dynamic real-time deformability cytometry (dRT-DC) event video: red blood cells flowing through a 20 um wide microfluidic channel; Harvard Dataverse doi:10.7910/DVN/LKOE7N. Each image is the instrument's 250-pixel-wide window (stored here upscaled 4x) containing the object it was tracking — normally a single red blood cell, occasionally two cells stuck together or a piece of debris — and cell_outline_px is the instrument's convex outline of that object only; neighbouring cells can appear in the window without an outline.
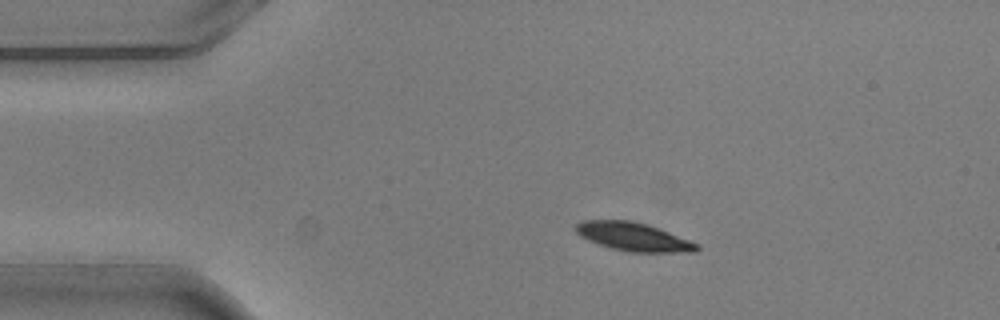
{"species": "common noctule bat (a hibernating species)", "species_latin": "Nyctalus noctula", "temperature_condition": "warm", "stored_images_in_passage": 5, "camera_frame_rate_fps": 3000, "um_per_image_px": 0.085, "animal": {"sex": "male", "body_mass_g": 20.5, "forearm_length_mm": 52.5}, "frame": {"image": 1, "passage_image": 3, "time_ms": 0.667, "image_size_px": [1000, 320], "cell_outline_px": [[700, 248], [696, 252], [628, 252], [612, 248], [588, 240], [580, 236], [572, 228], [576, 224], [584, 220], [632, 220], [648, 224], [660, 228], [700, 244]], "centroid_in_image_um": [53.86, 20.12], "position_along_channel_um": 31.1, "area_um2": 20.29}}
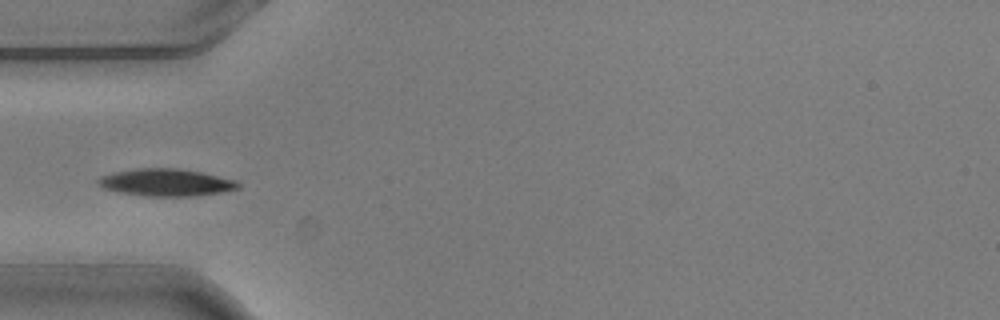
{"frame": {"image": 2, "passage_image": 5, "time_ms": 1.333, "image_size_px": [1000, 320], "cell_outline_px": [[240, 188], [220, 192], [196, 196], [144, 196], [120, 192], [104, 188], [96, 184], [96, 180], [100, 176], [116, 172], [136, 168], [180, 168], [200, 172], [236, 180], [240, 184]], "centroid_in_image_um": [14.1, 15.51], "position_along_channel_um": 70.9, "area_um2": 22.25}}